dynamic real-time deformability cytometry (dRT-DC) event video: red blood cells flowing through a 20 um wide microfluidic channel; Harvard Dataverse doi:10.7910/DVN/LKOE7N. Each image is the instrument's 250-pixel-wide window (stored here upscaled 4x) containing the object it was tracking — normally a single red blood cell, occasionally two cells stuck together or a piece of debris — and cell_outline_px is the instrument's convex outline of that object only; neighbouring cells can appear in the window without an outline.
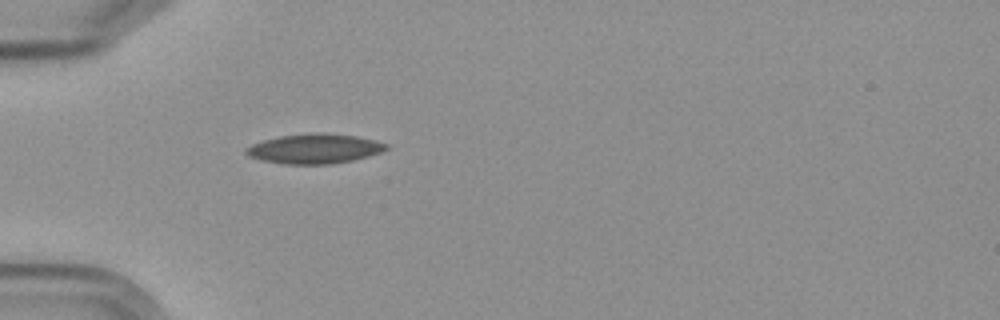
{"species": "Egyptian fruit bat (a non-hibernating species)", "species_latin": "Rousettus aegyptiacus", "temperature_condition": "cold", "stored_images_in_passage": 1, "camera_frame_rate_fps": 3000, "um_per_image_px": 0.085, "frame": {"image": 1, "passage_image": 1, "time_ms": 0.0, "image_size_px": [1000, 320], "cell_outline_px": [[388, 148], [380, 152], [368, 156], [352, 160], [332, 164], [280, 164], [260, 160], [248, 156], [244, 152], [252, 144], [264, 140], [280, 136], [356, 136], [376, 140], [388, 144]], "centroid_in_image_um": [26.71, 12.7], "position_along_channel_um": 58.3, "area_um2": 23.12}}